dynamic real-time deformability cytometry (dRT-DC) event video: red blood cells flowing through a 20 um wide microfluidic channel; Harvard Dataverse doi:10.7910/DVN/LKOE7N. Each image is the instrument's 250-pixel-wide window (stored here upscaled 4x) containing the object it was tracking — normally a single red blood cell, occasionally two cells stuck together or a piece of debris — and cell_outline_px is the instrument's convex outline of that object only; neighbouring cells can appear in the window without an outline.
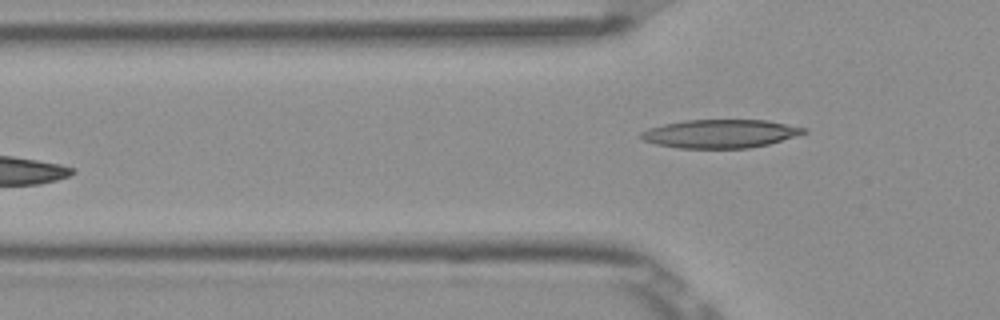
{"species": "Egyptian fruit bat (a non-hibernating species)", "species_latin": "Rousettus aegyptiacus", "temperature_condition": "room temperature", "stored_images_in_passage": 4, "camera_frame_rate_fps": 3000, "um_per_image_px": 0.085, "frame": {"image": 1, "passage_image": 4, "time_ms": 1.0, "image_size_px": [1000, 320], "cell_outline_px": [[808, 132], [796, 136], [768, 144], [748, 148], [676, 148], [656, 144], [644, 140], [636, 136], [640, 132], [648, 128], [664, 124], [684, 120], [768, 120], [808, 128]], "centroid_in_image_um": [61.21, 11.36], "position_along_channel_um": 64.6, "area_um2": 27.17}}